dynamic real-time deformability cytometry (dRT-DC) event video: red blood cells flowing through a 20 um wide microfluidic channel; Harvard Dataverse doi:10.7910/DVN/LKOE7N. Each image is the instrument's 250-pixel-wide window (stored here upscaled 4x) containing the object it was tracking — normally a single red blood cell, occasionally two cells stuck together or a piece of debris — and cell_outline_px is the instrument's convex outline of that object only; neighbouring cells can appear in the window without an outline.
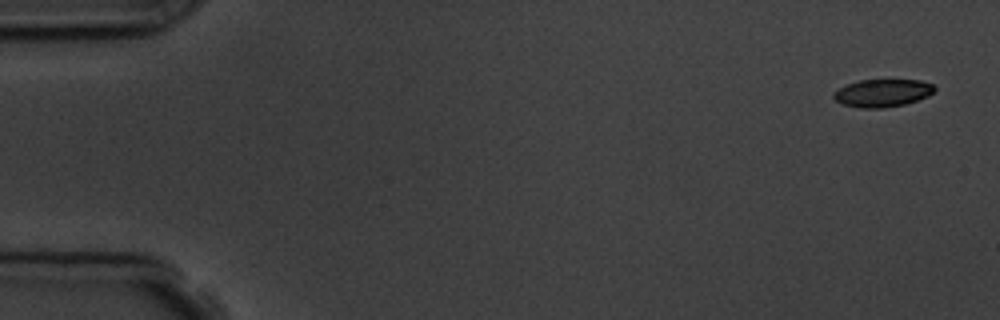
{"species": "common noctule bat (a hibernating species)", "species_latin": "Nyctalus noctula", "temperature_condition": "room temperature", "stored_images_in_passage": 4, "camera_frame_rate_fps": 3000, "um_per_image_px": 0.085, "animal": {"sex": "male", "body_mass_g": 19.5, "forearm_length_mm": 54.6}, "frame": {"image": 1, "passage_image": 1, "time_ms": 0.0, "image_size_px": [1000, 320], "cell_outline_px": [[936, 88], [928, 96], [904, 104], [884, 108], [860, 108], [840, 104], [832, 96], [832, 92], [848, 84], [860, 80], [920, 80], [932, 84]], "centroid_in_image_um": [74.98, 7.91], "position_along_channel_um": 10.0, "area_um2": 16.24}}
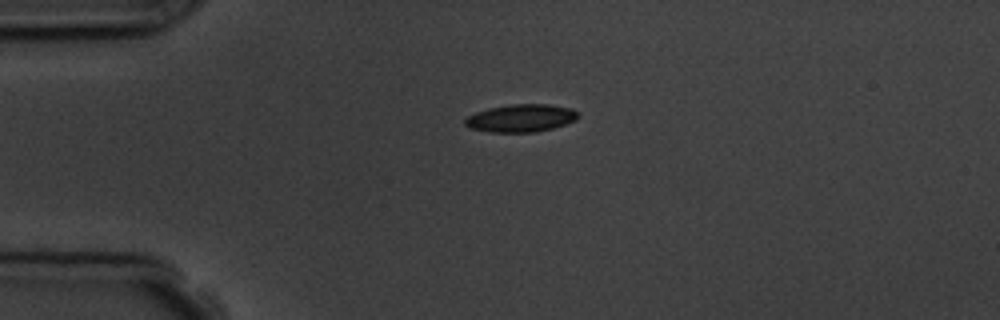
{"frame": {"image": 2, "passage_image": 4, "time_ms": 3.667, "image_size_px": [1000, 320], "cell_outline_px": [[580, 116], [576, 120], [552, 128], [536, 132], [492, 132], [468, 128], [464, 124], [464, 120], [468, 116], [476, 112], [488, 108], [512, 104], [548, 104], [572, 108], [580, 112]], "centroid_in_image_um": [44.3, 10.03], "position_along_channel_um": 40.7, "area_um2": 18.38}}